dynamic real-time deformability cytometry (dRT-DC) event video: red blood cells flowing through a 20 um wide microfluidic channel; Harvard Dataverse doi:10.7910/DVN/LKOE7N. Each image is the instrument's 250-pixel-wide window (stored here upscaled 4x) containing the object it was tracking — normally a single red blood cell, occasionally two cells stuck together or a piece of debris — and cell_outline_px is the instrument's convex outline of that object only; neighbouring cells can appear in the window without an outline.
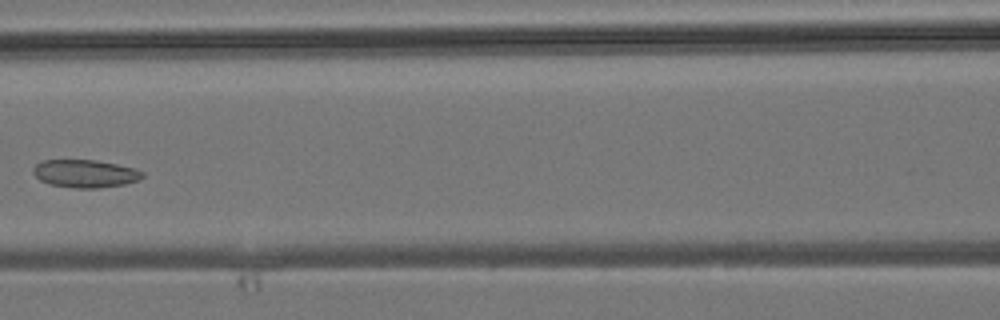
{"species": "common noctule bat (a hibernating species)", "species_latin": "Nyctalus noctula", "temperature_condition": "room temperature", "stored_images_in_passage": 6, "camera_frame_rate_fps": 3000, "um_per_image_px": 0.085, "animal": {"sex": "male", "body_mass_g": 19.2, "forearm_length_mm": 51.8}, "frame": {"image": 1, "passage_image": 5, "time_ms": 4.667, "image_size_px": [1000, 320], "cell_outline_px": [[144, 176], [140, 180], [124, 184], [96, 188], [76, 188], [52, 184], [40, 180], [32, 172], [32, 168], [36, 164], [44, 160], [96, 160], [136, 168], [144, 172]], "centroid_in_image_um": [7.27, 14.75], "position_along_channel_um": 159.3, "area_um2": 17.69}}
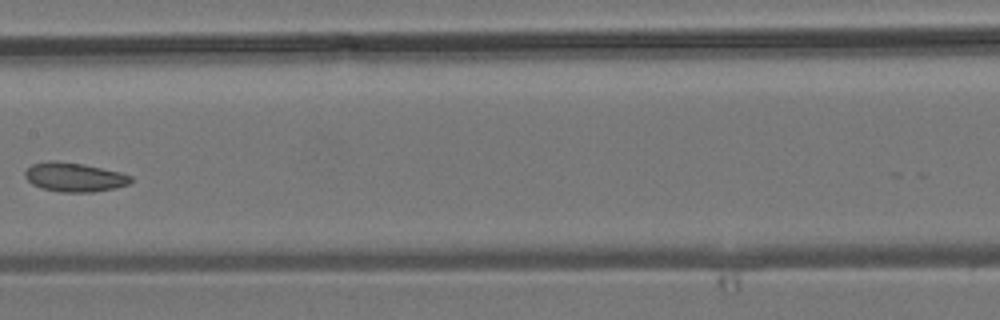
{"frame": {"image": 2, "passage_image": 6, "time_ms": 5.667, "image_size_px": [1000, 320], "cell_outline_px": [[132, 180], [128, 184], [116, 188], [92, 192], [60, 192], [40, 188], [32, 184], [24, 176], [24, 172], [32, 164], [48, 160], [52, 160], [84, 164], [120, 172], [132, 176]], "centroid_in_image_um": [6.3, 15.06], "position_along_channel_um": 201.1, "area_um2": 18.03}}